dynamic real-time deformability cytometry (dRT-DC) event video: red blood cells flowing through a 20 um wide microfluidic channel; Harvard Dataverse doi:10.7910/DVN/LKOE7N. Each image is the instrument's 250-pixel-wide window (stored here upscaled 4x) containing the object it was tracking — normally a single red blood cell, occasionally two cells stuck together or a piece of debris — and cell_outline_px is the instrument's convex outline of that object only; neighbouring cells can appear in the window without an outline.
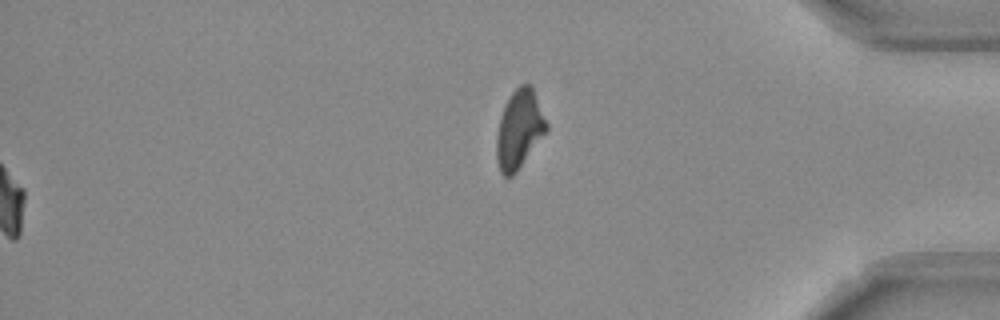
{"species": "Egyptian fruit bat (a non-hibernating species)", "species_latin": "Rousettus aegyptiacus", "temperature_condition": "room temperature", "stored_images_in_passage": 53, "segment_of_instrument_passage": [2, 2], "camera_frame_rate_fps": 3000, "um_per_image_px": 0.085, "frame": {"image": 1, "passage_image": 53, "time_ms": 17.333, "image_size_px": [1000, 320], "cell_outline_px": [[548, 128], [516, 172], [512, 176], [504, 176], [500, 172], [496, 156], [496, 140], [500, 116], [512, 92], [520, 84], [532, 84], [548, 124]], "centroid_in_image_um": [44.13, 10.96], "position_along_channel_um": 391.1, "area_um2": 22.54}}